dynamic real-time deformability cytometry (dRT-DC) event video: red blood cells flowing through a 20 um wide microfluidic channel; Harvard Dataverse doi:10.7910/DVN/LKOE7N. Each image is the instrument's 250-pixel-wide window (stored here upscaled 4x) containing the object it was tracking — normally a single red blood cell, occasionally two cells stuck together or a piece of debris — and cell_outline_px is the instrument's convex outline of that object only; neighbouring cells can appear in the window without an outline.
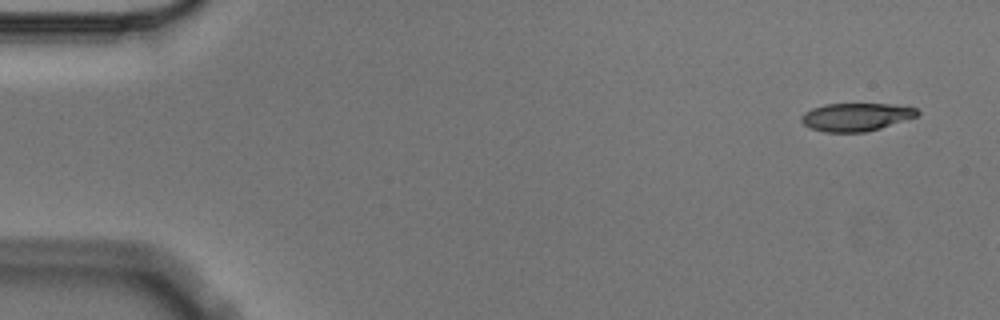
{"species": "Egyptian fruit bat (a non-hibernating species)", "species_latin": "Rousettus aegyptiacus", "temperature_condition": "cold", "stored_images_in_passage": 4, "camera_frame_rate_fps": 3000, "um_per_image_px": 0.085, "animal": {"sex": "male"}, "frame": {"image": 1, "passage_image": 1, "time_ms": 0.0, "image_size_px": [1000, 320], "cell_outline_px": [[920, 112], [916, 116], [880, 128], [864, 132], [824, 132], [812, 128], [804, 124], [800, 120], [800, 116], [804, 112], [812, 108], [824, 104], [892, 104], [916, 108]], "centroid_in_image_um": [72.72, 9.93], "position_along_channel_um": 12.3, "area_um2": 18.79}}